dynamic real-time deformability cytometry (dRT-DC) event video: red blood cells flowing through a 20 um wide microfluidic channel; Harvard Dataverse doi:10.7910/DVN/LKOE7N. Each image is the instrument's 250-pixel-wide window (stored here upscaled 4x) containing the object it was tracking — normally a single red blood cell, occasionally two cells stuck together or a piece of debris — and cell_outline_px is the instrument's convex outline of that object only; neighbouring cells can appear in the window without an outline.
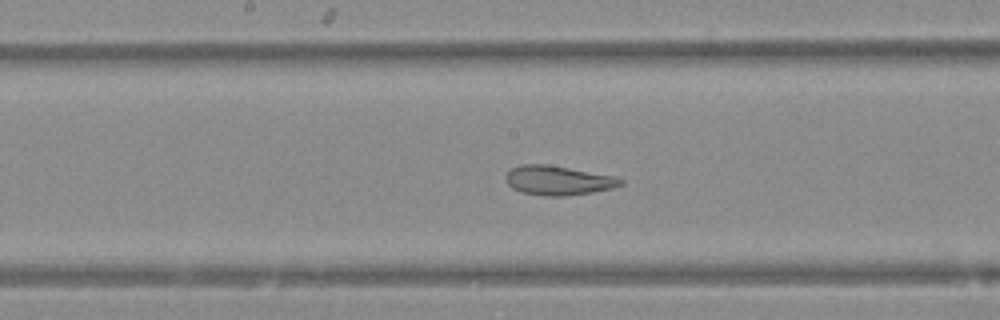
{"species": "Egyptian fruit bat (a non-hibernating species)", "species_latin": "Rousettus aegyptiacus", "temperature_condition": "warm", "stored_images_in_passage": 51, "camera_frame_rate_fps": 3000, "um_per_image_px": 0.085, "animal": {"sex": "female"}, "frame": {"image": 1, "passage_image": 26, "time_ms": 8.333, "image_size_px": [1000, 320], "cell_outline_px": [[624, 184], [612, 188], [592, 192], [564, 196], [544, 196], [520, 192], [512, 188], [504, 180], [504, 176], [512, 168], [520, 164], [548, 164], [612, 176], [624, 180]], "centroid_in_image_um": [47.39, 15.34], "position_along_channel_um": 200.8, "area_um2": 19.65}}
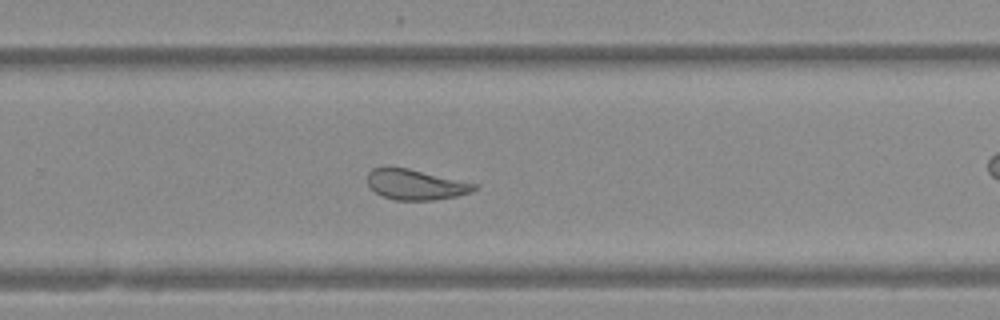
{"frame": {"image": 2, "passage_image": 33, "time_ms": 10.667, "image_size_px": [1000, 320], "cell_outline_px": [[476, 188], [472, 192], [456, 196], [432, 200], [396, 200], [384, 196], [376, 192], [368, 184], [368, 172], [372, 168], [408, 168], [476, 184]], "centroid_in_image_um": [35.32, 15.69], "position_along_channel_um": 294.5, "area_um2": 18.44}}
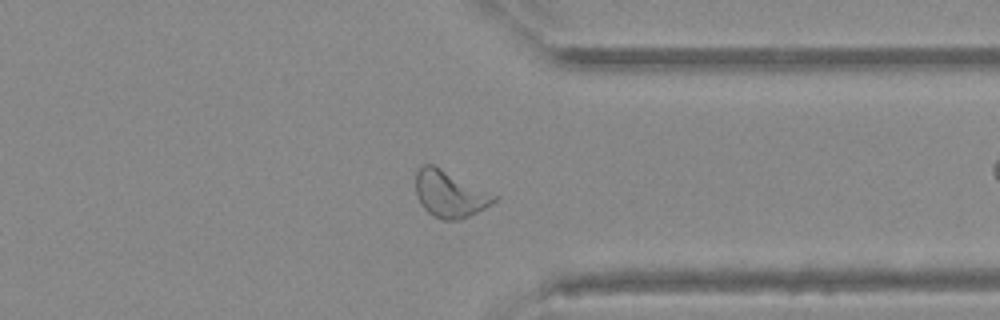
{"frame": {"image": 3, "passage_image": 39, "time_ms": 12.667, "image_size_px": [1000, 320], "cell_outline_px": [[500, 196], [492, 204], [460, 220], [444, 220], [432, 216], [420, 204], [416, 196], [416, 172], [424, 164], [432, 164]], "centroid_in_image_um": [38.23, 16.5], "position_along_channel_um": 373.2, "area_um2": 21.27}}